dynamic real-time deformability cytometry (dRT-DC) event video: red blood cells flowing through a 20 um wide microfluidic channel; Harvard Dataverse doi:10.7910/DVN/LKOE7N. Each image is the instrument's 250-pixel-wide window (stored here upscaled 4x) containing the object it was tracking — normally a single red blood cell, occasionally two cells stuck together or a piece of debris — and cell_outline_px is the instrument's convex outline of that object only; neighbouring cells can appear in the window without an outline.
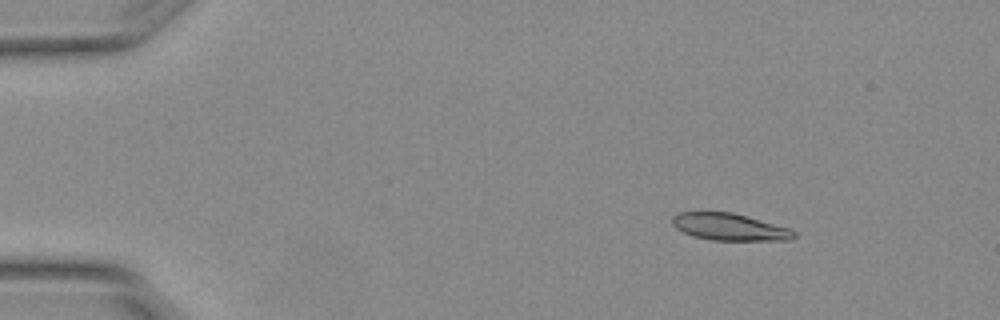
{"species": "Egyptian fruit bat (a non-hibernating species)", "species_latin": "Rousettus aegyptiacus", "temperature_condition": "warm", "stored_images_in_passage": 7, "camera_frame_rate_fps": 3000, "um_per_image_px": 0.085, "animal": {"sex": "female"}, "frame": {"image": 1, "passage_image": 2, "time_ms": 0.333, "image_size_px": [1000, 320], "cell_outline_px": [[796, 236], [792, 240], [712, 240], [696, 236], [684, 232], [676, 228], [672, 224], [672, 216], [680, 212], [732, 212], [788, 228], [796, 232]], "centroid_in_image_um": [62.01, 19.29], "position_along_channel_um": 23.0, "area_um2": 18.9}}
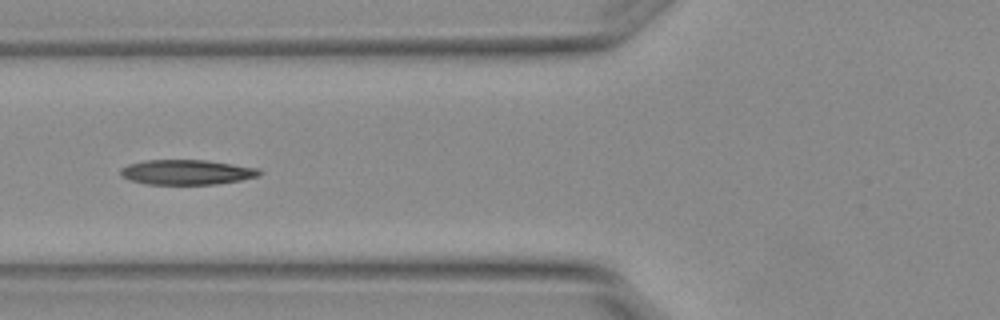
{"frame": {"image": 2, "passage_image": 5, "time_ms": 1.333, "image_size_px": [1000, 320], "cell_outline_px": [[260, 176], [240, 180], [216, 184], [148, 184], [128, 180], [120, 176], [120, 168], [128, 164], [144, 160], [204, 160], [232, 164], [256, 168], [260, 172]], "centroid_in_image_um": [15.8, 14.63], "position_along_channel_um": 110.0, "area_um2": 20.11}}
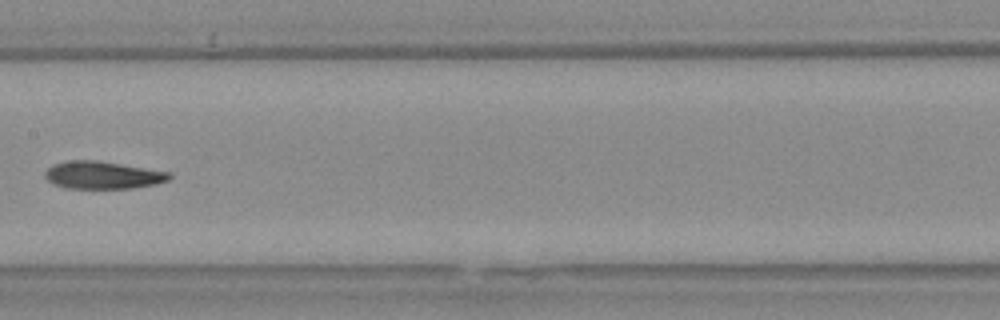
{"frame": {"image": 3, "passage_image": 7, "time_ms": 2.0, "image_size_px": [1000, 320], "cell_outline_px": [[172, 176], [168, 180], [156, 184], [132, 188], [64, 188], [52, 184], [44, 176], [44, 172], [52, 164], [68, 160], [96, 160], [168, 172]], "centroid_in_image_um": [8.66, 14.88], "position_along_channel_um": 198.7, "area_um2": 19.88}}